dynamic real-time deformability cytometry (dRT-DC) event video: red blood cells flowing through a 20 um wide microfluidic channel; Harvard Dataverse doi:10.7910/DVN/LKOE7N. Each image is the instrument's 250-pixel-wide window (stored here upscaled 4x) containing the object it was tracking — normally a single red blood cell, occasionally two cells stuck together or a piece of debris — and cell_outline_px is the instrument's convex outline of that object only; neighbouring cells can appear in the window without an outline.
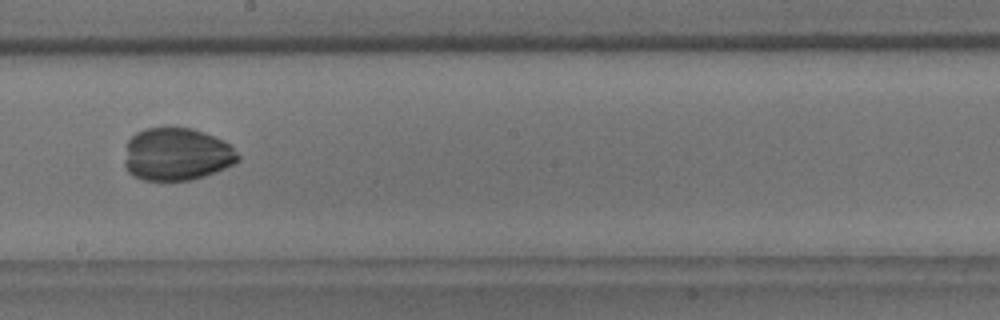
{"species": "common noctule bat (a hibernating species)", "species_latin": "Nyctalus noctula", "temperature_condition": "room temperature", "stored_images_in_passage": 9, "camera_frame_rate_fps": 3000, "um_per_image_px": 0.085, "animal": {"sex": "male", "body_mass_g": 18.8}, "frame": {"image": 1, "passage_image": 9, "time_ms": 10.0, "image_size_px": [1000, 320], "cell_outline_px": [[240, 160], [216, 172], [192, 180], [144, 180], [132, 176], [128, 172], [124, 164], [124, 160], [128, 140], [136, 132], [144, 128], [192, 128], [204, 132], [224, 140], [240, 156]], "centroid_in_image_um": [15.0, 13.12], "position_along_channel_um": 233.2, "area_um2": 34.91}}